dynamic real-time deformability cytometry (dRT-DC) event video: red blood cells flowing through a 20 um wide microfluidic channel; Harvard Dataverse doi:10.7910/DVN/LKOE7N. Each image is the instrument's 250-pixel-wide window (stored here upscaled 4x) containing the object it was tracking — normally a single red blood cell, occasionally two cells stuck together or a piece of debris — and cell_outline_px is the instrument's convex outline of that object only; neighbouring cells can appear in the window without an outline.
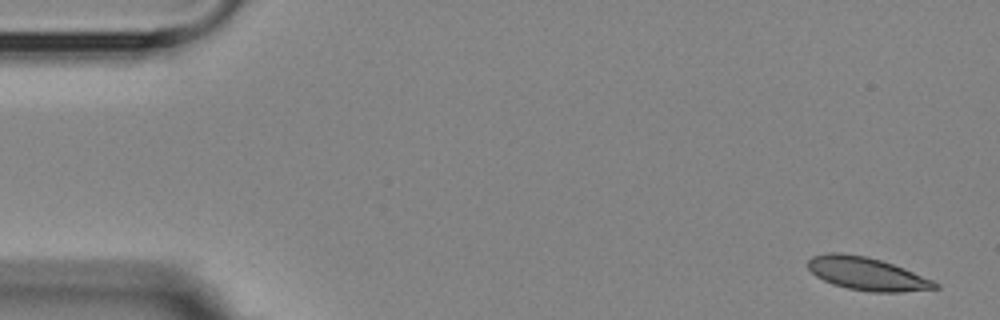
{"species": "Egyptian fruit bat (a non-hibernating species)", "species_latin": "Rousettus aegyptiacus", "temperature_condition": "room temperature", "stored_images_in_passage": 6, "camera_frame_rate_fps": 3000, "um_per_image_px": 0.085, "animal": {"sex": "female"}, "frame": {"image": 1, "passage_image": 1, "time_ms": 0.0, "image_size_px": [1000, 320], "cell_outline_px": [[940, 288], [900, 292], [872, 292], [848, 288], [832, 284], [816, 276], [808, 268], [808, 260], [812, 256], [828, 252], [844, 252], [864, 256], [880, 260], [904, 268], [932, 280], [940, 284]], "centroid_in_image_um": [73.67, 23.26], "position_along_channel_um": 11.3, "area_um2": 24.33}}
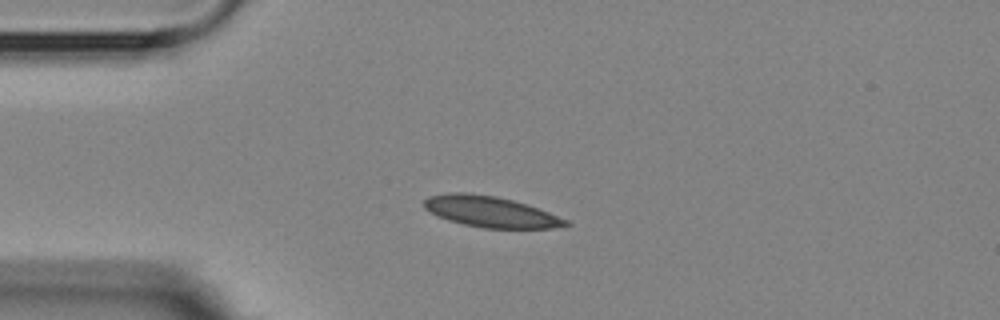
{"frame": {"image": 2, "passage_image": 4, "time_ms": 3.667, "image_size_px": [1000, 320], "cell_outline_px": [[572, 224], [552, 228], [484, 228], [464, 224], [448, 220], [436, 216], [424, 208], [424, 200], [428, 196], [448, 192], [472, 192], [496, 196], [512, 200], [548, 212], [568, 220]], "centroid_in_image_um": [41.64, 17.98], "position_along_channel_um": 43.4, "area_um2": 25.49}}
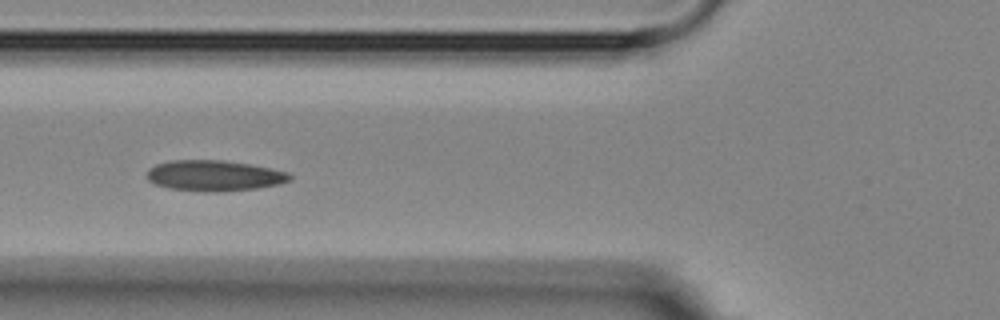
{"frame": {"image": 3, "passage_image": 6, "time_ms": 6.0, "image_size_px": [1000, 320], "cell_outline_px": [[292, 180], [280, 184], [256, 188], [220, 192], [216, 192], [168, 188], [156, 184], [148, 180], [148, 168], [156, 164], [172, 160], [224, 160], [248, 164], [288, 172], [292, 176]], "centroid_in_image_um": [18.22, 14.93], "position_along_channel_um": 107.6, "area_um2": 25.43}}